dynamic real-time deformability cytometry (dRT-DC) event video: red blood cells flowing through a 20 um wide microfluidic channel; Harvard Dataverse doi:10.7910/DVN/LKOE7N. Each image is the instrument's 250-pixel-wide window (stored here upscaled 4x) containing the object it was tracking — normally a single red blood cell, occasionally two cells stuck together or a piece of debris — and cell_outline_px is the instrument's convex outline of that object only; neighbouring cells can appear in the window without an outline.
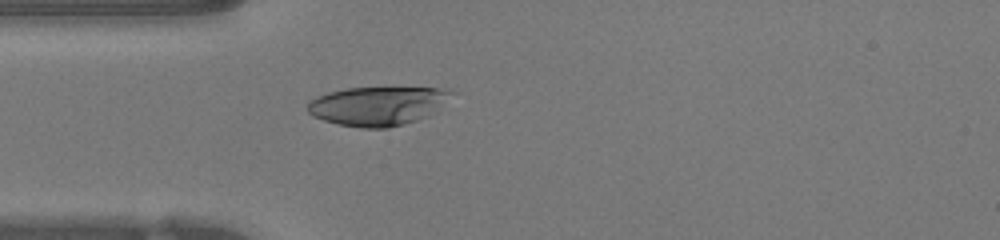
{"species": "human", "species_latin": "Homo sapiens", "temperature_condition": "warm", "stored_images_in_passage": 35, "camera_frame_rate_fps": 3000, "um_per_image_px": 0.085, "donor": {"sex": "female"}, "frame": {"image": 1, "passage_image": 1, "time_ms": 0.0, "image_size_px": [1000, 240], "cell_outline_px": [[460, 92], [428, 116], [404, 124], [388, 128], [360, 128], [336, 124], [312, 116], [308, 112], [308, 100], [316, 96], [328, 92], [344, 88], [452, 88]], "centroid_in_image_um": [32.15, 8.99], "position_along_channel_um": 52.8, "area_um2": 33.18}}
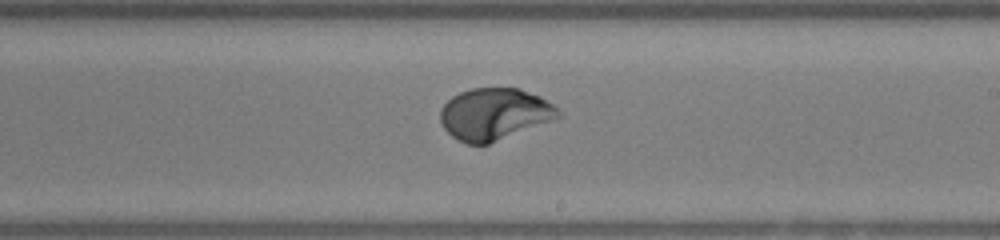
{"frame": {"image": 2, "passage_image": 15, "time_ms": 4.667, "image_size_px": [1000, 240], "cell_outline_px": [[564, 116], [488, 144], [468, 144], [452, 136], [444, 128], [440, 120], [440, 108], [452, 96], [460, 92], [472, 88], [520, 88], [540, 96], [552, 104]], "centroid_in_image_um": [42.02, 9.68], "position_along_channel_um": 247.0, "area_um2": 35.49}}
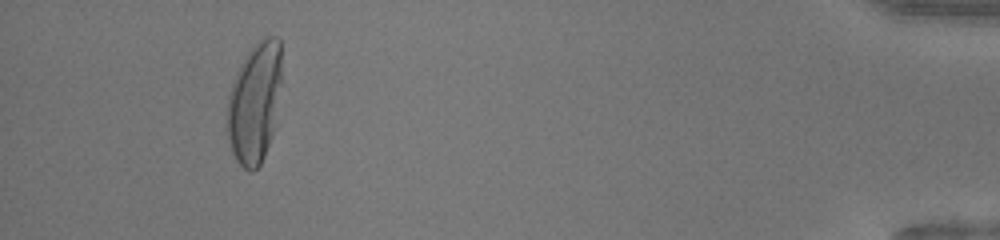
{"frame": {"image": 3, "passage_image": 32, "time_ms": 10.333, "image_size_px": [1000, 240], "cell_outline_px": [[280, 80], [272, 136], [264, 156], [260, 164], [252, 172], [248, 172], [236, 160], [232, 152], [228, 140], [228, 96], [236, 72], [248, 52], [264, 36], [276, 36], [280, 40]], "centroid_in_image_um": [21.63, 8.75], "position_along_channel_um": 413.6, "area_um2": 37.57}, "authors_computed_cell_mechanics": {"area_um2": 35.4892, "velocity_mm_per_s": 4.246, "shape_relaxation_time_tau1_ms": 2.672, "shape_relaxation_time_tau2_ms": null, "deformation_change_tau1": 0.1961, "deformation_change_tau2": null}}